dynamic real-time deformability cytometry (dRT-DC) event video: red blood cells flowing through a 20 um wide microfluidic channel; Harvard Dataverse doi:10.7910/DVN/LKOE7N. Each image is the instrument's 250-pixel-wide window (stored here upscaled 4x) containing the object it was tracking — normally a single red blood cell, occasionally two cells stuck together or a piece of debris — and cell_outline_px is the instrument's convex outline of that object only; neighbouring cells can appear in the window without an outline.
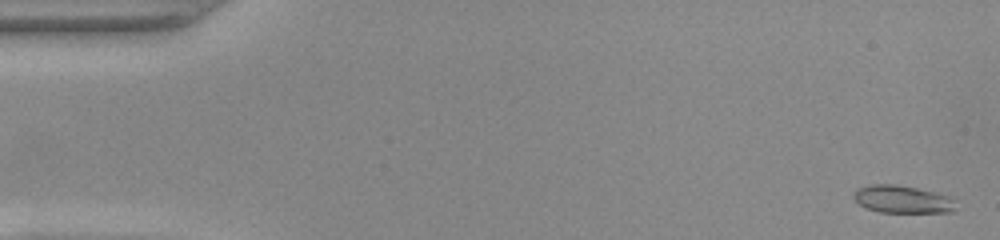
{"species": "common noctule bat (a hibernating species)", "species_latin": "Nyctalus noctula", "temperature_condition": "warm", "stored_images_in_passage": 52, "camera_frame_rate_fps": 3000, "um_per_image_px": 0.085, "animal": {"sex": "female", "body_mass_g": 22.0, "forearm_length_mm": 56.7}, "frame": {"image": 1, "passage_image": 2, "time_ms": 0.333, "image_size_px": [1000, 240], "cell_outline_px": [[956, 208], [952, 212], [880, 212], [864, 208], [852, 196], [856, 188], [868, 184], [892, 184], [916, 188], [948, 196], [956, 200]], "centroid_in_image_um": [76.68, 16.94], "position_along_channel_um": 8.3, "area_um2": 16.47}}
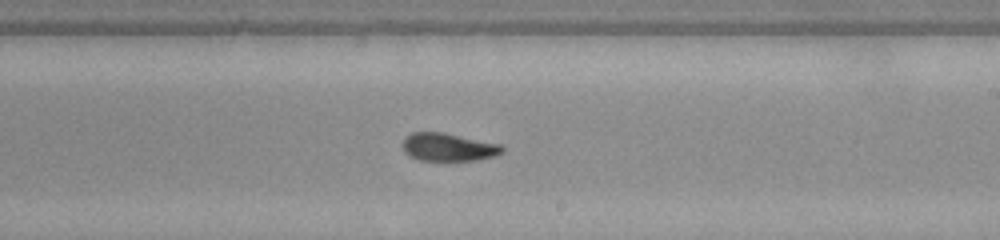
{"frame": {"image": 2, "passage_image": 31, "time_ms": 10.0, "image_size_px": [1000, 240], "cell_outline_px": [[504, 152], [496, 156], [476, 160], [420, 160], [408, 156], [404, 152], [404, 136], [412, 132], [444, 132], [500, 144], [504, 148]], "centroid_in_image_um": [38.12, 12.5], "position_along_channel_um": 250.9, "area_um2": 16.3}}
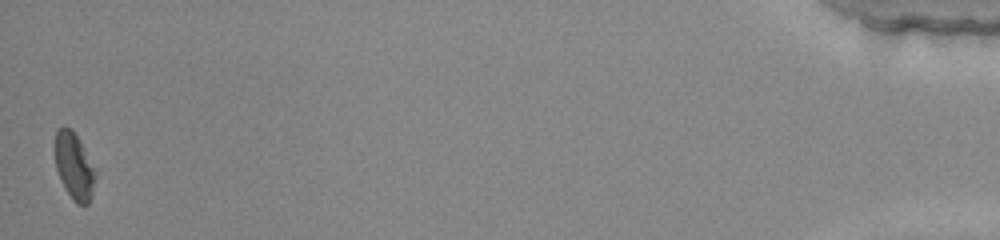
{"frame": {"image": 3, "passage_image": 52, "time_ms": 17.0, "image_size_px": [1000, 240], "cell_outline_px": [[96, 176], [92, 196], [88, 204], [76, 204], [72, 200], [64, 188], [56, 168], [56, 132], [60, 128], [72, 128], [80, 140], [96, 172]], "centroid_in_image_um": [6.33, 14.17], "position_along_channel_um": 428.9, "area_um2": 15.55}, "authors_computed_cell_mechanics": {"area_um2": 16.5597, "velocity_mm_per_s": 3.9459, "shape_relaxation_time_tau1_ms": null, "shape_relaxation_time_tau2_ms": 1.2904, "deformation_change_tau1": null, "deformation_change_tau2": 0.0495}}